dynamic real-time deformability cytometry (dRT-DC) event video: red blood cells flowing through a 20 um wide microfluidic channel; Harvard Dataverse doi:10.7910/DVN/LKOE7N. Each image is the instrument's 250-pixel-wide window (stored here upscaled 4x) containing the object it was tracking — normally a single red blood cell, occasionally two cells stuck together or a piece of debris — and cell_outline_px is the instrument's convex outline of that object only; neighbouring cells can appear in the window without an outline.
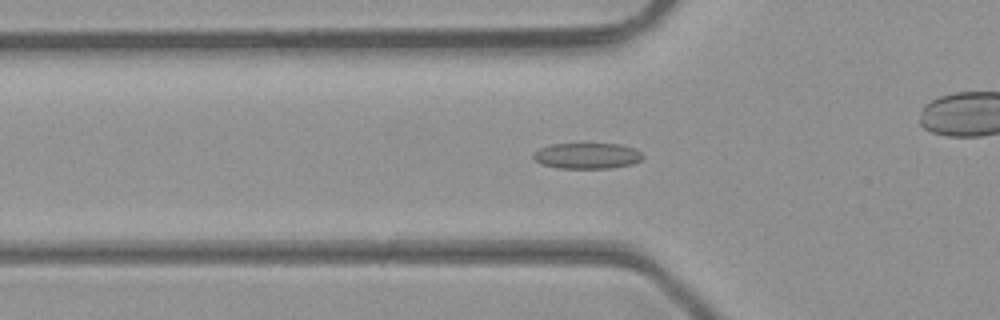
{"species": "common noctule bat (a hibernating species)", "species_latin": "Nyctalus noctula", "temperature_condition": "room temperature", "stored_images_in_passage": 48, "camera_frame_rate_fps": 3000, "um_per_image_px": 0.085, "animal": {"sex": "male", "body_mass_g": 23.1, "forearm_length_mm": 52.7}, "frame": {"image": 1, "passage_image": 16, "time_ms": 5.0, "image_size_px": [1000, 320], "cell_outline_px": [[644, 156], [640, 160], [632, 164], [612, 168], [556, 168], [540, 164], [532, 156], [532, 152], [540, 148], [552, 144], [620, 144], [636, 148]], "centroid_in_image_um": [49.89, 13.24], "position_along_channel_um": 75.9, "area_um2": 16.59}}
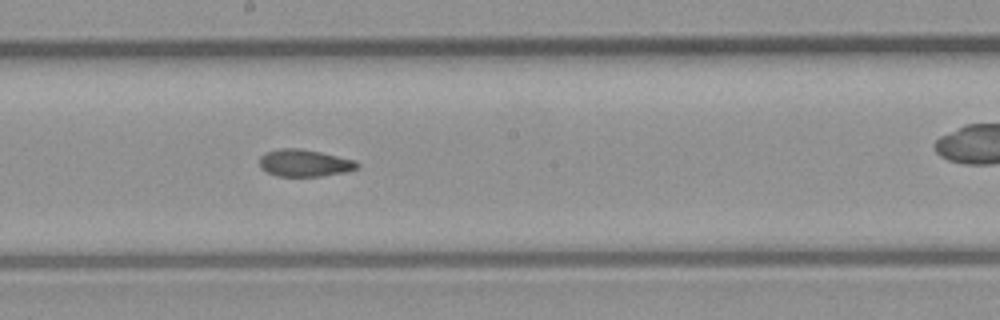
{"frame": {"image": 2, "passage_image": 26, "time_ms": 8.333, "image_size_px": [1000, 320], "cell_outline_px": [[360, 168], [348, 172], [320, 176], [276, 176], [260, 168], [260, 156], [264, 152], [280, 148], [300, 148], [320, 152], [356, 160], [360, 164]], "centroid_in_image_um": [25.91, 13.85], "position_along_channel_um": 222.3, "area_um2": 15.66}}
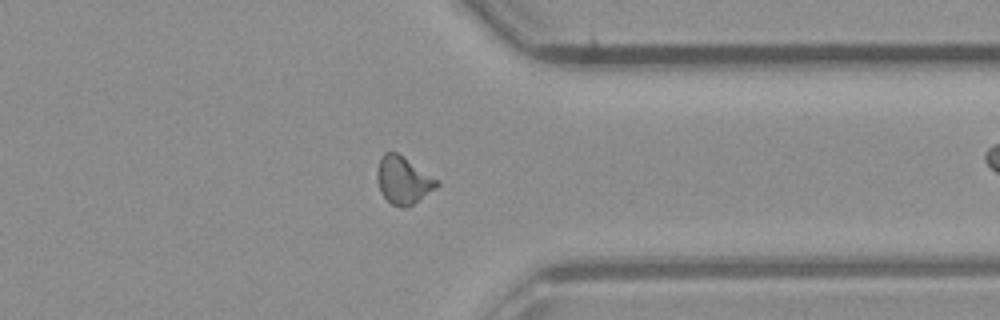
{"frame": {"image": 3, "passage_image": 37, "time_ms": 12.0, "image_size_px": [1000, 320], "cell_outline_px": [[440, 184], [436, 188], [412, 204], [404, 208], [400, 208], [392, 204], [380, 192], [376, 180], [376, 168], [380, 156], [384, 152], [396, 152], [436, 180]], "centroid_in_image_um": [34.2, 15.32], "position_along_channel_um": 377.2, "area_um2": 16.18}, "authors_computed_cell_mechanics": {"area_um2": 15.9239, "velocity_mm_per_s": 4.3474, "shape_relaxation_time_tau1_ms": null, "shape_relaxation_time_tau2_ms": 1.919, "deformation_change_tau1": null, "deformation_change_tau2": 0.08}}